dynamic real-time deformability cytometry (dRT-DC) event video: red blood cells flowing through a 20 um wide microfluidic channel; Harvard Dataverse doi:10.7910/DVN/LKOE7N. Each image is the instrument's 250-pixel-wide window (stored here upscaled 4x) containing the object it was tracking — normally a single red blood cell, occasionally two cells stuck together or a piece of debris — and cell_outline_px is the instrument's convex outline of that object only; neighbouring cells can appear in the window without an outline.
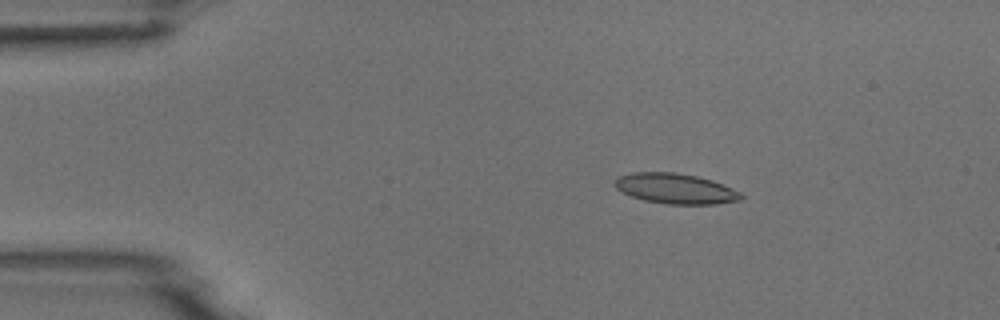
{"species": "common noctule bat (a hibernating species)", "species_latin": "Nyctalus noctula", "temperature_condition": "room temperature", "stored_images_in_passage": 4, "camera_frame_rate_fps": 3000, "um_per_image_px": 0.085, "animal": {"sex": "male", "body_mass_g": 18.8}, "frame": {"image": 1, "passage_image": 2, "time_ms": 2.0, "image_size_px": [1000, 320], "cell_outline_px": [[744, 196], [740, 200], [716, 204], [668, 204], [644, 200], [632, 196], [616, 188], [612, 184], [620, 176], [632, 172], [676, 172], [696, 176], [712, 180], [732, 188], [740, 192]], "centroid_in_image_um": [57.43, 16.03], "position_along_channel_um": 27.6, "area_um2": 22.2}}
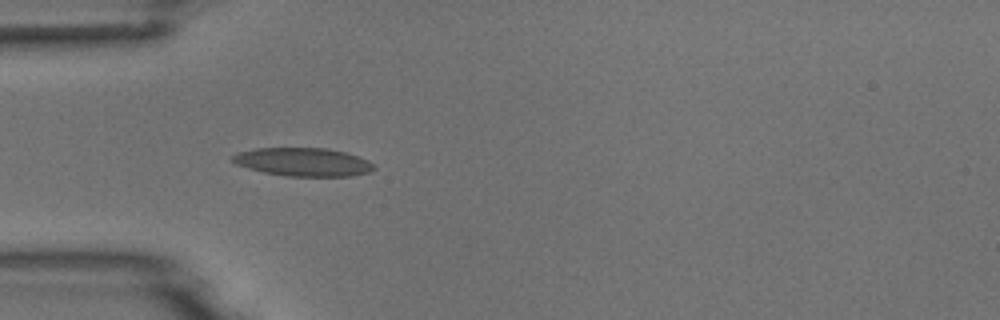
{"frame": {"image": 2, "passage_image": 4, "time_ms": 4.333, "image_size_px": [1000, 320], "cell_outline_px": [[376, 168], [372, 172], [352, 176], [288, 176], [264, 172], [248, 168], [236, 164], [228, 160], [232, 156], [240, 152], [256, 148], [328, 148], [344, 152], [368, 160], [376, 164]], "centroid_in_image_um": [25.8, 13.77], "position_along_channel_um": 59.2, "area_um2": 23.47}}